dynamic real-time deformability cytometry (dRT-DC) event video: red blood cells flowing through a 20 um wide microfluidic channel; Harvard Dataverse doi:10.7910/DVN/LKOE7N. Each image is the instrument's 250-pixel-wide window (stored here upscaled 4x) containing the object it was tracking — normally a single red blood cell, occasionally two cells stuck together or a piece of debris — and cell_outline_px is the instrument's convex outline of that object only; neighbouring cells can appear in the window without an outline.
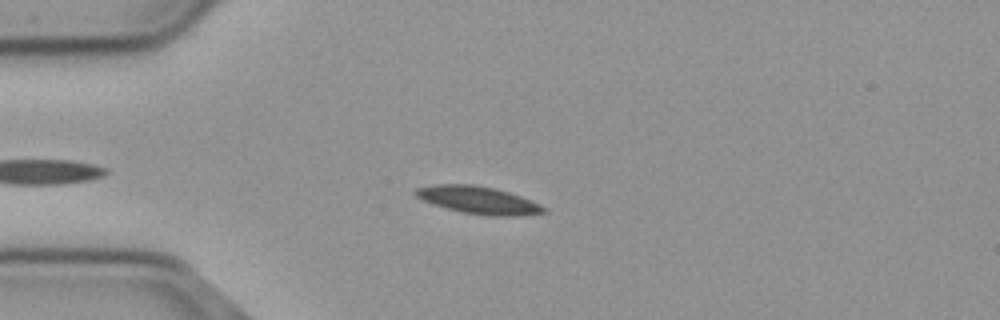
{"species": "common noctule bat (a hibernating species)", "species_latin": "Nyctalus noctula", "temperature_condition": "cold", "stored_images_in_passage": 46, "camera_frame_rate_fps": 3000, "um_per_image_px": 0.085, "animal": {"sex": "male", "body_mass_g": 23.1, "forearm_length_mm": 52.7}, "frame": {"image": 1, "passage_image": 8, "time_ms": 2.333, "image_size_px": [1000, 320], "cell_outline_px": [[548, 212], [524, 216], [492, 216], [460, 212], [432, 204], [416, 196], [412, 192], [416, 188], [436, 184], [472, 184], [492, 188], [508, 192], [520, 196], [540, 204], [548, 208]], "centroid_in_image_um": [40.69, 17.02], "position_along_channel_um": 44.3, "area_um2": 20.63}}
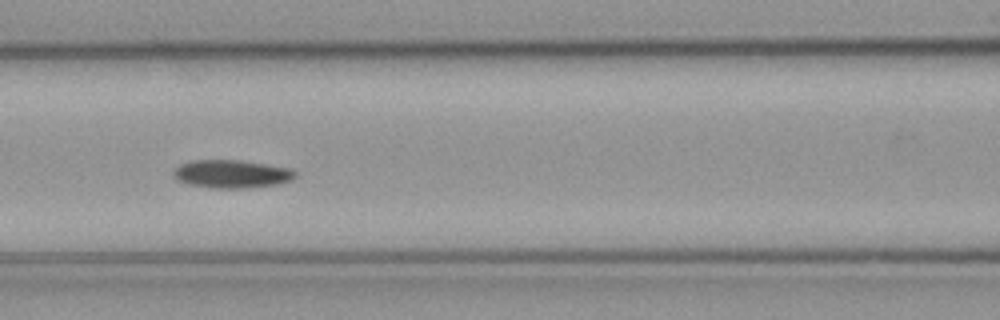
{"frame": {"image": 2, "passage_image": 18, "time_ms": 5.667, "image_size_px": [1000, 320], "cell_outline_px": [[296, 176], [292, 180], [280, 184], [248, 188], [212, 188], [188, 184], [176, 180], [172, 176], [172, 172], [180, 164], [192, 160], [240, 160], [288, 168], [296, 172]], "centroid_in_image_um": [19.66, 14.79], "position_along_channel_um": 146.9, "area_um2": 20.06}}
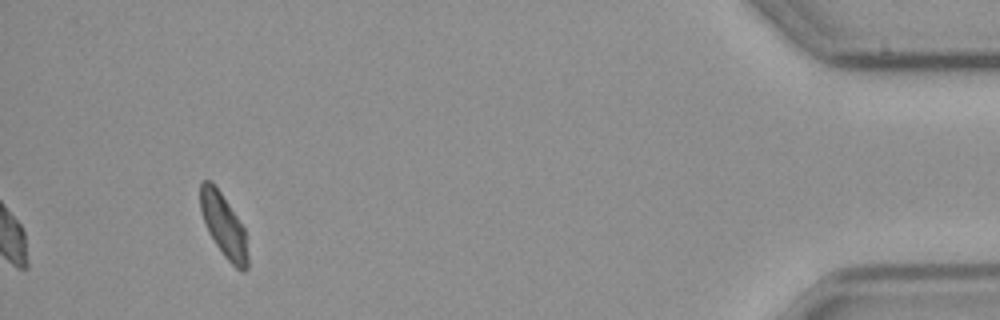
{"frame": {"image": 3, "passage_image": 46, "time_ms": 15.0, "image_size_px": [1000, 320], "cell_outline_px": [[248, 268], [244, 272], [240, 272], [224, 256], [208, 232], [200, 212], [200, 184], [204, 180], [212, 180], [244, 228], [248, 256]], "centroid_in_image_um": [19.0, 19.18], "position_along_channel_um": 416.2, "area_um2": 17.4}, "authors_computed_cell_mechanics": {"area_um2": 19.1029, "velocity_mm_per_s": 3.6727, "shape_relaxation_time_tau1_ms": 8.5959, "shape_relaxation_time_tau2_ms": 5.3405, "deformation_change_tau1": 0.1589, "deformation_change_tau2": 0.104}}